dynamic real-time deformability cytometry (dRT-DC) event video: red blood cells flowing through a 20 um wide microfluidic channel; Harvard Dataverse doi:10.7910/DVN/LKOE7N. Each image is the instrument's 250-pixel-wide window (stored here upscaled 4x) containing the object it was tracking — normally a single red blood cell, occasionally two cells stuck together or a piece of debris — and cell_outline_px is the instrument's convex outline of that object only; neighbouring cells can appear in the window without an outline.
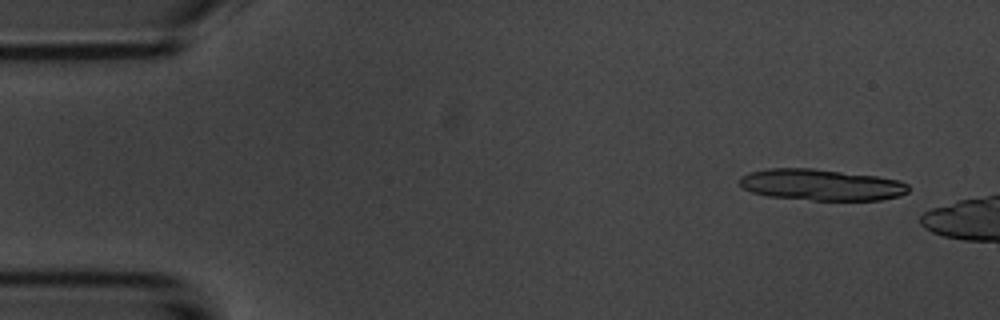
{"species": "common noctule bat (a hibernating species)", "species_latin": "Nyctalus noctula", "temperature_condition": "room temperature", "stored_images_in_passage": 9, "camera_frame_rate_fps": 3000, "um_per_image_px": 0.085, "animal": {"sex": "male", "body_mass_g": 20.1, "forearm_length_mm": 53.5}, "frame": {"image": 1, "passage_image": 4, "time_ms": 1.0, "image_size_px": [1000, 320], "cell_outline_px": [[908, 192], [900, 196], [880, 200], [812, 200], [768, 196], [752, 192], [744, 188], [740, 184], [740, 176], [748, 172], [768, 168], [812, 168], [876, 176], [900, 180], [908, 184]], "centroid_in_image_um": [69.8, 15.7], "position_along_channel_um": 15.2, "area_um2": 30.87}}